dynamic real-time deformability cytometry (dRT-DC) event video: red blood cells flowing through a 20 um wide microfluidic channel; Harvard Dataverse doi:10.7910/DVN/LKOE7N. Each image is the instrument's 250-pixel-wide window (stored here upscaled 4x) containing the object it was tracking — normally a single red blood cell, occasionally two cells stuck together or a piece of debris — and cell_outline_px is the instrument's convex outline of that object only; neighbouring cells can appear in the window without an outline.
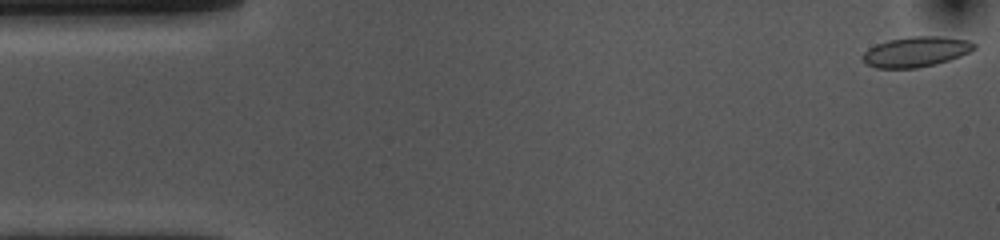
{"species": "common noctule bat (a hibernating species)", "species_latin": "Nyctalus noctula", "temperature_condition": "cold", "stored_images_in_passage": 52, "camera_frame_rate_fps": 3000, "um_per_image_px": 0.085, "animal": {"sex": "female", "body_mass_g": 10.0, "forearm_length_mm": 53.1}, "frame": {"image": 1, "passage_image": 1, "time_ms": 0.0, "image_size_px": [1000, 240], "cell_outline_px": [[976, 48], [960, 56], [936, 64], [916, 68], [876, 68], [864, 64], [860, 56], [868, 48], [876, 44], [888, 40], [912, 36], [940, 36], [968, 40], [976, 44]], "centroid_in_image_um": [77.81, 4.4], "position_along_channel_um": 7.2, "area_um2": 19.77}}
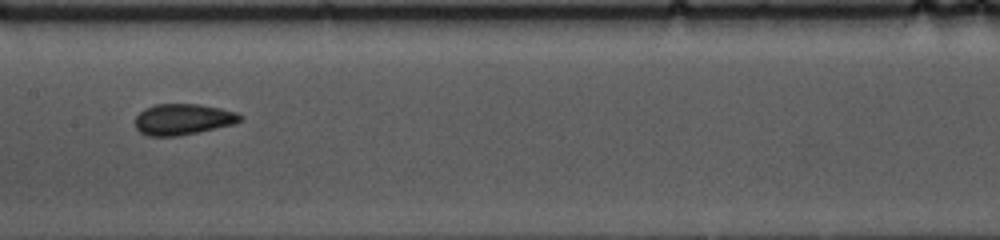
{"frame": {"image": 2, "passage_image": 25, "time_ms": 8.0, "image_size_px": [1000, 240], "cell_outline_px": [[244, 116], [240, 120], [232, 124], [180, 136], [148, 136], [140, 132], [136, 128], [136, 116], [144, 108], [156, 104], [200, 104], [220, 108], [236, 112]], "centroid_in_image_um": [15.53, 10.14], "position_along_channel_um": 191.9, "area_um2": 18.9}}
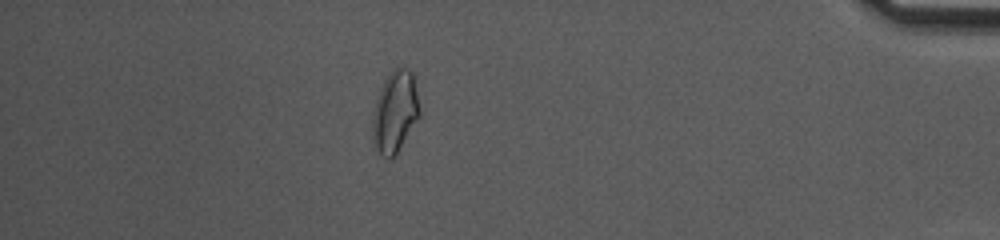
{"frame": {"image": 3, "passage_image": 46, "time_ms": 15.0, "image_size_px": [1000, 240], "cell_outline_px": [[420, 116], [400, 148], [388, 160], [372, 148], [372, 108], [380, 88], [384, 80], [392, 68], [400, 64], [408, 68], [412, 72], [420, 108]], "centroid_in_image_um": [33.54, 9.48], "position_along_channel_um": 401.7, "area_um2": 23.0}, "authors_computed_cell_mechanics": {"area_um2": 19.1607, "velocity_mm_per_s": 3.7103, "shape_relaxation_time_tau1_ms": 5.5891, "shape_relaxation_time_tau2_ms": 1.5259, "deformation_change_tau1": 0.1072, "deformation_change_tau2": 0.0784}}